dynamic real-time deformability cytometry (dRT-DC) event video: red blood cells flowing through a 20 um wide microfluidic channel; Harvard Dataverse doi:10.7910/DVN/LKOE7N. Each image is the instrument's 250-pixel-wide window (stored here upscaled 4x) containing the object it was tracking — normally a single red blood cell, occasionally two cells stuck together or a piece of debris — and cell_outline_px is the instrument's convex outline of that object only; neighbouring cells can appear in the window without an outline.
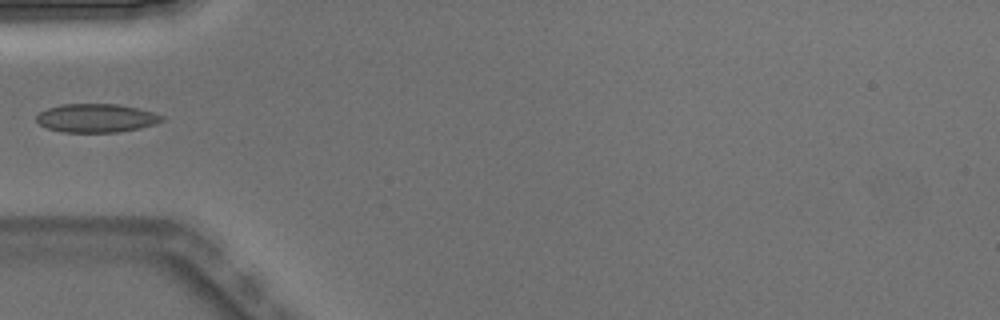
{"species": "Egyptian fruit bat (a non-hibernating species)", "species_latin": "Rousettus aegyptiacus", "temperature_condition": "warm", "stored_images_in_passage": 6, "camera_frame_rate_fps": 3000, "um_per_image_px": 0.085, "animal": {"sex": "male"}, "frame": {"image": 1, "passage_image": 5, "time_ms": 1.333, "image_size_px": [1000, 320], "cell_outline_px": [[164, 120], [156, 124], [140, 128], [120, 132], [60, 132], [48, 128], [40, 124], [36, 120], [36, 116], [40, 112], [48, 108], [64, 104], [116, 104], [140, 108], [164, 116]], "centroid_in_image_um": [8.21, 10.04], "position_along_channel_um": 76.8, "area_um2": 20.92}}